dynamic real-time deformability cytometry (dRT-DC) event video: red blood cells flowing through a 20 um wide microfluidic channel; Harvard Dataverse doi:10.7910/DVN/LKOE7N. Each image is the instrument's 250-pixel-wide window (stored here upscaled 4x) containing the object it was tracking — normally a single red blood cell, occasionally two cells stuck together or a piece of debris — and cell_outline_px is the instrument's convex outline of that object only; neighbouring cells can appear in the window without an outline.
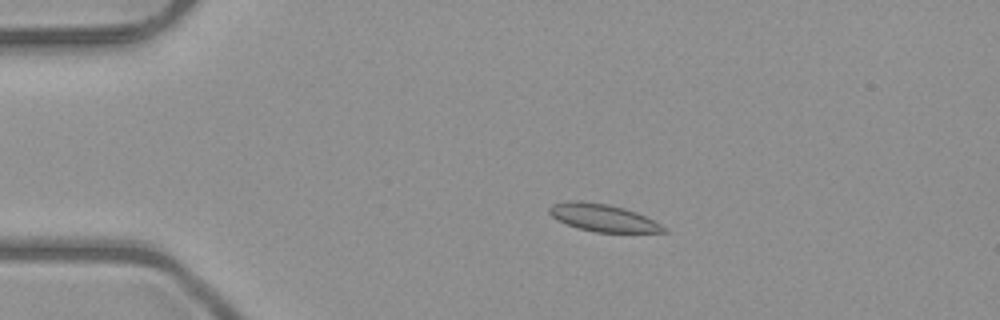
{"species": "common noctule bat (a hibernating species)", "species_latin": "Nyctalus noctula", "temperature_condition": "room temperature", "stored_images_in_passage": 52, "camera_frame_rate_fps": 3000, "um_per_image_px": 0.085, "animal": {"sex": "male", "body_mass_g": 23.1, "forearm_length_mm": 52.7}, "frame": {"image": 1, "passage_image": 11, "time_ms": 3.333, "image_size_px": [1000, 320], "cell_outline_px": [[668, 232], [596, 232], [576, 228], [556, 220], [548, 212], [548, 208], [552, 204], [568, 200], [580, 200], [608, 204], [624, 208], [636, 212], [668, 228]], "centroid_in_image_um": [51.2, 18.5], "position_along_channel_um": 33.8, "area_um2": 18.38}}
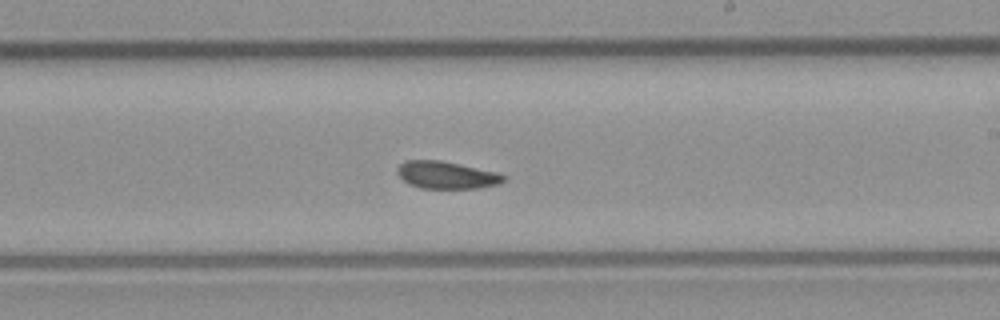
{"frame": {"image": 2, "passage_image": 31, "time_ms": 10.0, "image_size_px": [1000, 320], "cell_outline_px": [[508, 176], [504, 180], [496, 184], [476, 188], [420, 188], [408, 184], [396, 172], [396, 168], [404, 160], [440, 160], [496, 172]], "centroid_in_image_um": [37.9, 14.87], "position_along_channel_um": 251.1, "area_um2": 16.82}}
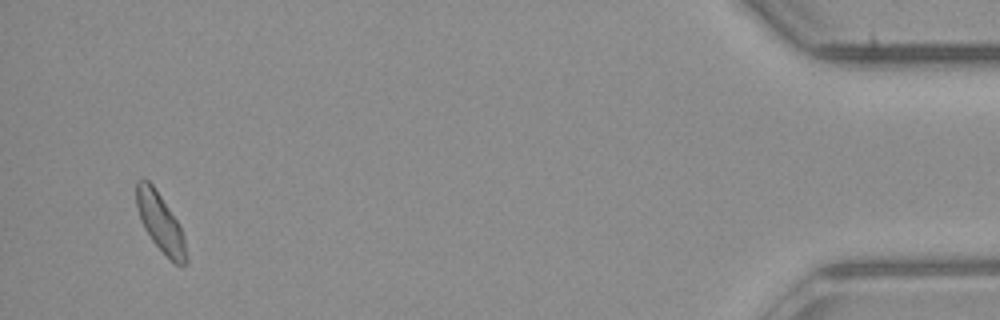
{"frame": {"image": 3, "passage_image": 50, "time_ms": 16.333, "image_size_px": [1000, 320], "cell_outline_px": [[188, 264], [176, 264], [152, 240], [144, 228], [140, 220], [136, 208], [136, 180], [148, 180], [156, 188], [176, 220], [184, 236], [188, 256]], "centroid_in_image_um": [13.62, 18.9], "position_along_channel_um": 421.6, "area_um2": 16.76}, "authors_computed_cell_mechanics": {"area_um2": 17.3978, "velocity_mm_per_s": 3.992, "shape_relaxation_time_tau1_ms": null, "shape_relaxation_time_tau2_ms": 3.2441, "deformation_change_tau1": null, "deformation_change_tau2": 0.0608}}